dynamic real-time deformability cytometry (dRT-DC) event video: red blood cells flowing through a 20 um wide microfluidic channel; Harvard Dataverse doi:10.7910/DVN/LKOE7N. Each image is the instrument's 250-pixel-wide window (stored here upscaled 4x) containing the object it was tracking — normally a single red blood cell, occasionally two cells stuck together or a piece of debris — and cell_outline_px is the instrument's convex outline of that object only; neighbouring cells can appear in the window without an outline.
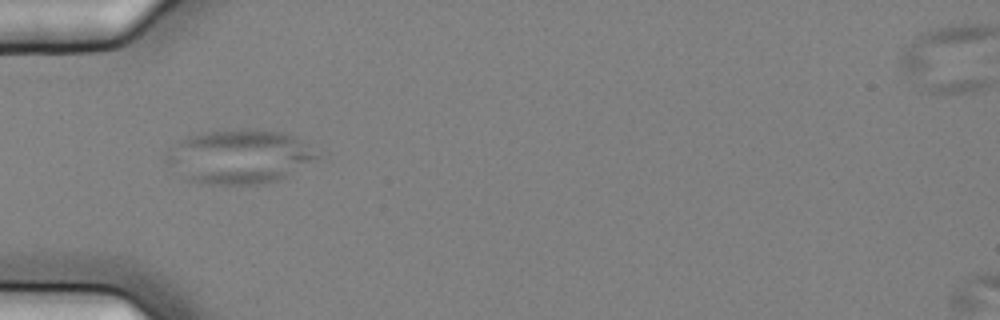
{"species": "common noctule bat (a hibernating species)", "species_latin": "Nyctalus noctula", "temperature_condition": "cold", "stored_images_in_passage": 3, "camera_frame_rate_fps": 3000, "um_per_image_px": 0.085, "animal": {"sex": "female", "body_mass_g": 25.1}, "frame": {"image": 1, "passage_image": 2, "time_ms": 0.333, "image_size_px": [1000, 320], "cell_outline_px": [[320, 156], [316, 160], [276, 180], [264, 184], [200, 184], [188, 180], [164, 160], [168, 148], [180, 140], [188, 136], [208, 132], [244, 128], [256, 128], [280, 132], [292, 136]], "centroid_in_image_um": [20.27, 13.31], "position_along_channel_um": 64.7, "area_um2": 46.93}}
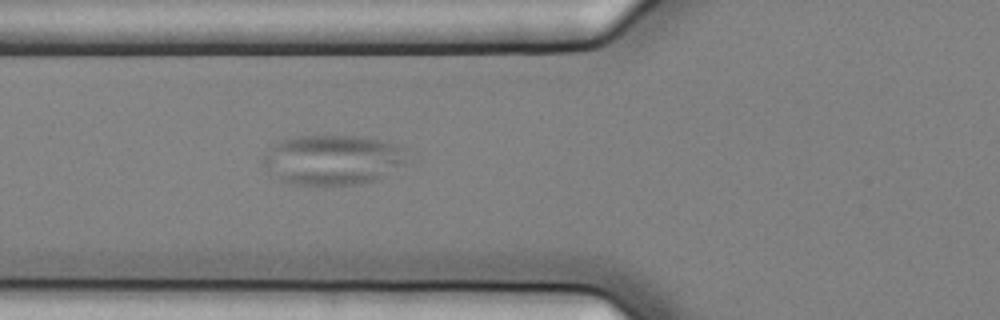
{"frame": {"image": 2, "passage_image": 3, "time_ms": 0.667, "image_size_px": [1000, 320], "cell_outline_px": [[404, 164], [376, 180], [360, 184], [296, 184], [280, 180], [268, 176], [260, 160], [268, 148], [280, 140], [292, 136], [360, 136], [380, 140], [404, 148]], "centroid_in_image_um": [28.16, 13.58], "position_along_channel_um": 97.6, "area_um2": 42.02}}